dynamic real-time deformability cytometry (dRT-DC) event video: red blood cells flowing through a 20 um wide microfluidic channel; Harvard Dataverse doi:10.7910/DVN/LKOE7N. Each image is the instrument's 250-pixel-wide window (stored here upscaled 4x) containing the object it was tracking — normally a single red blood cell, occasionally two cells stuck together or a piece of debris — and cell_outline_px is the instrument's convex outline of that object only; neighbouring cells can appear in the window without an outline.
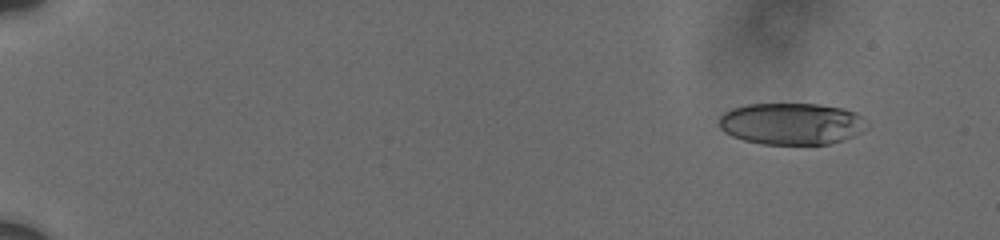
{"species": "human", "species_latin": "Homo sapiens", "temperature_condition": "cold", "stored_images_in_passage": 9, "camera_frame_rate_fps": 3000, "um_per_image_px": 0.085, "donor": {"sex": "male"}, "frame": {"image": 1, "passage_image": 2, "time_ms": 1.0, "image_size_px": [1000, 240], "cell_outline_px": [[868, 128], [852, 136], [828, 144], [764, 144], [744, 140], [732, 136], [724, 132], [720, 128], [720, 116], [724, 112], [732, 108], [748, 104], [820, 104], [844, 108], [856, 112], [864, 116], [868, 120]], "centroid_in_image_um": [67.32, 10.5], "position_along_channel_um": 17.7, "area_um2": 36.18}}
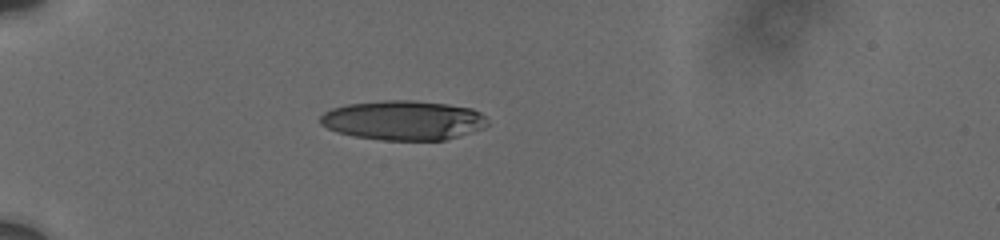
{"frame": {"image": 2, "passage_image": 7, "time_ms": 5.333, "image_size_px": [1000, 240], "cell_outline_px": [[488, 124], [484, 128], [444, 140], [384, 140], [352, 136], [336, 132], [320, 124], [320, 116], [324, 112], [332, 108], [348, 104], [384, 100], [412, 100], [448, 104], [472, 108], [480, 112], [488, 120]], "centroid_in_image_um": [34.28, 10.22], "position_along_channel_um": 50.7, "area_um2": 38.61}}
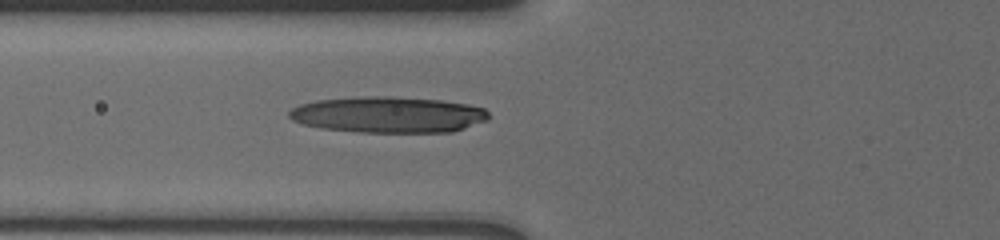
{"frame": {"image": 3, "passage_image": 9, "time_ms": 7.333, "image_size_px": [1000, 240], "cell_outline_px": [[488, 120], [452, 132], [360, 132], [320, 128], [304, 124], [292, 120], [288, 116], [288, 112], [292, 108], [300, 104], [316, 100], [372, 96], [388, 96], [440, 100], [468, 104], [484, 108], [488, 112]], "centroid_in_image_um": [33.0, 9.75], "position_along_channel_um": 92.8, "area_um2": 41.91}}